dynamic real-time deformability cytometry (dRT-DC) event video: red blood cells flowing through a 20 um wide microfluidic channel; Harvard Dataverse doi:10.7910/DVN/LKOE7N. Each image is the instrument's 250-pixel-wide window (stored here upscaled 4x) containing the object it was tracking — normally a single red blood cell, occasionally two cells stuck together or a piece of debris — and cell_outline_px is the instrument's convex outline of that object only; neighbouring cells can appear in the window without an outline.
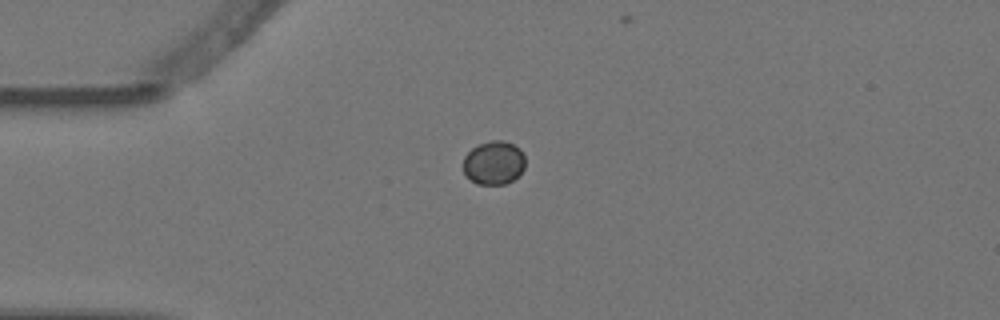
{"species": "Egyptian fruit bat (a non-hibernating species)", "species_latin": "Rousettus aegyptiacus", "temperature_condition": "warm", "stored_images_in_passage": 5, "camera_frame_rate_fps": 3000, "um_per_image_px": 0.085, "animal": {"sex": "female"}, "frame": {"image": 1, "passage_image": 1, "time_ms": 0.0, "image_size_px": [1000, 320], "cell_outline_px": [[524, 168], [512, 180], [504, 184], [476, 184], [464, 172], [464, 156], [472, 148], [480, 144], [492, 140], [504, 140], [520, 148], [524, 156]], "centroid_in_image_um": [41.97, 13.82], "position_along_channel_um": 43.0, "area_um2": 15.55}}
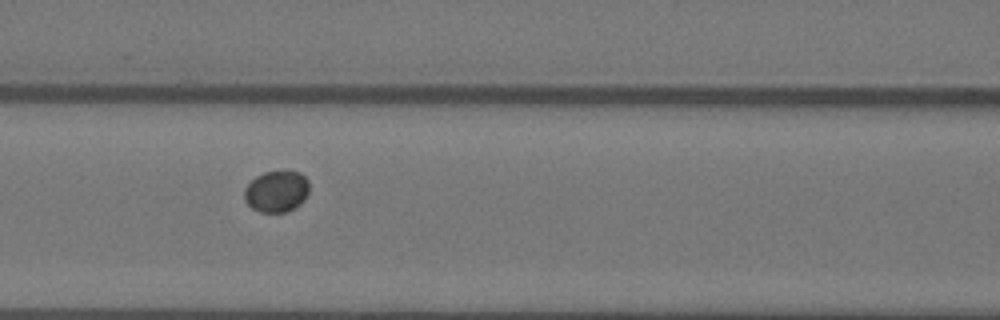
{"frame": {"image": 2, "passage_image": 4, "time_ms": 1.0, "image_size_px": [1000, 320], "cell_outline_px": [[308, 192], [304, 200], [300, 204], [284, 212], [260, 212], [252, 208], [244, 200], [244, 188], [256, 176], [264, 172], [300, 172], [308, 180]], "centroid_in_image_um": [23.48, 16.27], "position_along_channel_um": 143.1, "area_um2": 15.49}}
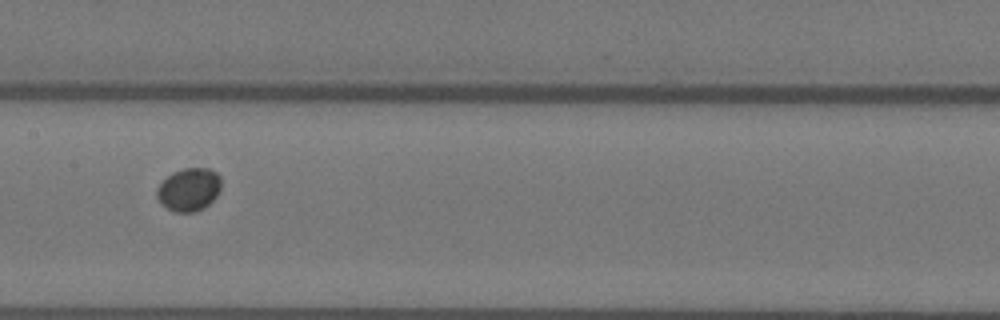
{"frame": {"image": 3, "passage_image": 5, "time_ms": 1.333, "image_size_px": [1000, 320], "cell_outline_px": [[220, 192], [204, 208], [196, 212], [176, 212], [160, 204], [156, 196], [156, 188], [172, 172], [184, 168], [208, 168], [216, 172], [220, 176]], "centroid_in_image_um": [16.05, 16.11], "position_along_channel_um": 191.3, "area_um2": 16.18}}